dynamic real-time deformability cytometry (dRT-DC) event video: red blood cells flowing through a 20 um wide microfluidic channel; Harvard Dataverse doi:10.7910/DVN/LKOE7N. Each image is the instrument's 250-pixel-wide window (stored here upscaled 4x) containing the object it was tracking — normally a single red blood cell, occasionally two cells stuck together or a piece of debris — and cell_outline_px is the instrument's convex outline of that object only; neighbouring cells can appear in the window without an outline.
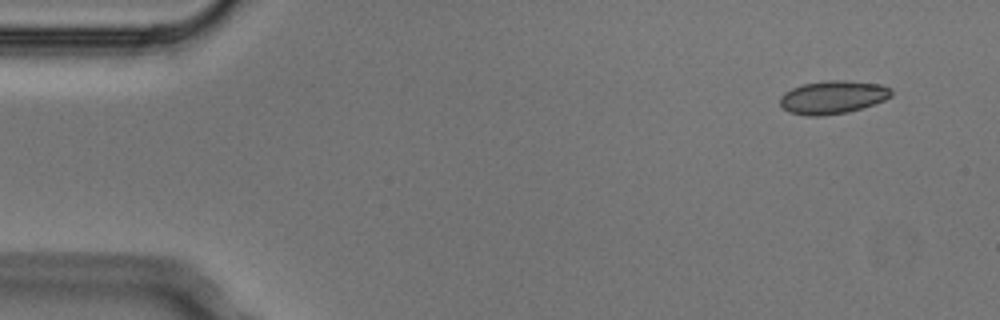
{"species": "Egyptian fruit bat (a non-hibernating species)", "species_latin": "Rousettus aegyptiacus", "temperature_condition": "cold", "stored_images_in_passage": 5, "camera_frame_rate_fps": 3000, "um_per_image_px": 0.085, "animal": {"sex": "male"}, "frame": {"image": 1, "passage_image": 2, "time_ms": 0.333, "image_size_px": [1000, 320], "cell_outline_px": [[892, 96], [884, 100], [848, 112], [824, 116], [804, 116], [788, 112], [780, 104], [780, 96], [784, 92], [792, 88], [804, 84], [828, 80], [844, 80], [880, 84], [892, 88]], "centroid_in_image_um": [70.77, 8.27], "position_along_channel_um": 14.2, "area_um2": 21.56}}
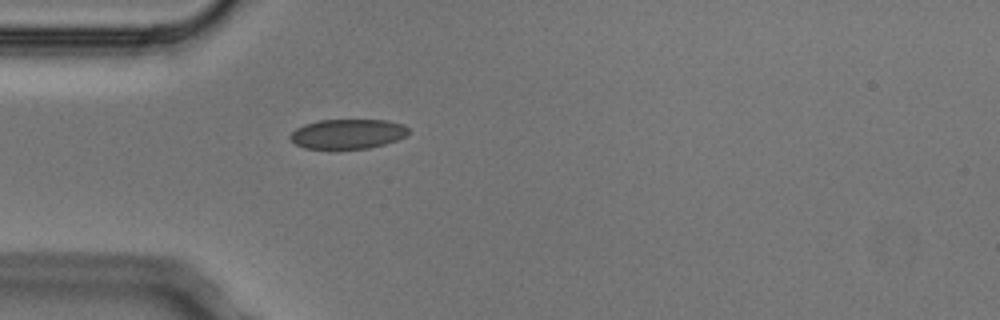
{"frame": {"image": 2, "passage_image": 5, "time_ms": 1.333, "image_size_px": [1000, 320], "cell_outline_px": [[408, 132], [404, 136], [396, 140], [384, 144], [368, 148], [304, 148], [296, 144], [288, 136], [296, 128], [304, 124], [320, 120], [388, 120], [404, 124], [408, 128]], "centroid_in_image_um": [29.55, 11.37], "position_along_channel_um": 55.5, "area_um2": 20.29}}